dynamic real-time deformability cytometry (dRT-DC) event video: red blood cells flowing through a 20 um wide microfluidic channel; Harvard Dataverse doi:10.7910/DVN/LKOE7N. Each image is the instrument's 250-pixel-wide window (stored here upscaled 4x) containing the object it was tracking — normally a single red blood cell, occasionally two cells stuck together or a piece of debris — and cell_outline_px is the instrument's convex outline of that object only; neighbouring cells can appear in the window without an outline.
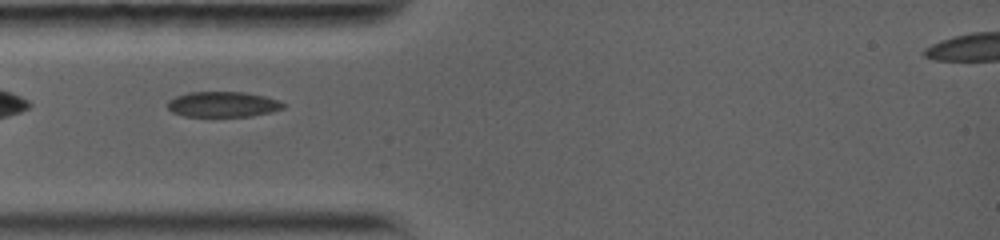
{"species": "common noctule bat (a hibernating species)", "species_latin": "Nyctalus noctula", "temperature_condition": "warm", "stored_images_in_passage": 2, "camera_frame_rate_fps": 5000, "um_per_image_px": 0.085, "animal": {"sex": "female", "body_mass_g": 19.0, "forearm_length_mm": 56.7}, "frame": {"image": 1, "passage_image": 1, "time_ms": 0.0, "image_size_px": [1000, 240], "cell_outline_px": [[288, 104], [284, 108], [272, 112], [252, 116], [184, 116], [172, 112], [168, 108], [168, 100], [176, 96], [188, 92], [244, 92], [264, 96], [280, 100]], "centroid_in_image_um": [18.99, 8.87], "position_along_channel_um": 66.0, "area_um2": 17.28}}